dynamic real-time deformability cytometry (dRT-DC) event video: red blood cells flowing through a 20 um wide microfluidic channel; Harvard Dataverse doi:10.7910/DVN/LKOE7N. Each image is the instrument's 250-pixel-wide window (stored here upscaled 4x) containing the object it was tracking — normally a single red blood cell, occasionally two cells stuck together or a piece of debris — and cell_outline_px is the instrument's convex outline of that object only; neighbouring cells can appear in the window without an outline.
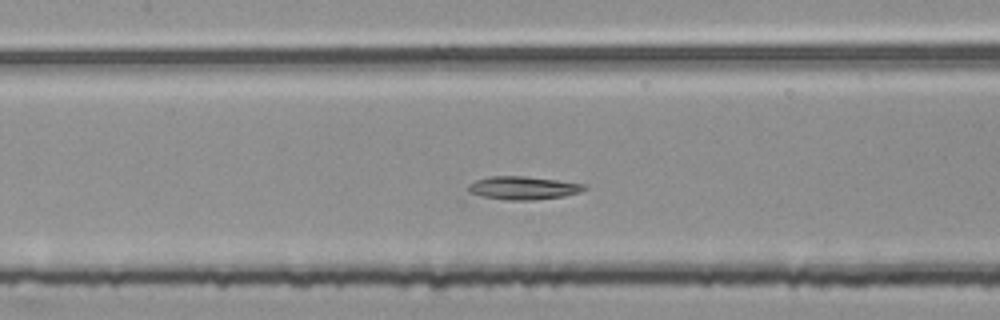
{"species": "common noctule bat (a hibernating species)", "species_latin": "Nyctalus noctula", "temperature_condition": "room temperature", "stored_images_in_passage": 39, "segment_of_instrument_passage": [2, 2], "camera_frame_rate_fps": 3000, "um_per_image_px": 0.085, "animal": {"sex": "female", "body_mass_g": 25.1}, "frame": {"image": 1, "passage_image": 17, "time_ms": 5.333, "image_size_px": [1000, 320], "cell_outline_px": [[588, 188], [580, 192], [564, 196], [532, 200], [504, 200], [480, 196], [468, 192], [468, 184], [476, 180], [492, 176], [524, 176], [556, 180], [584, 184]], "centroid_in_image_um": [44.44, 15.98], "position_along_channel_um": 163.0, "area_um2": 15.66}}
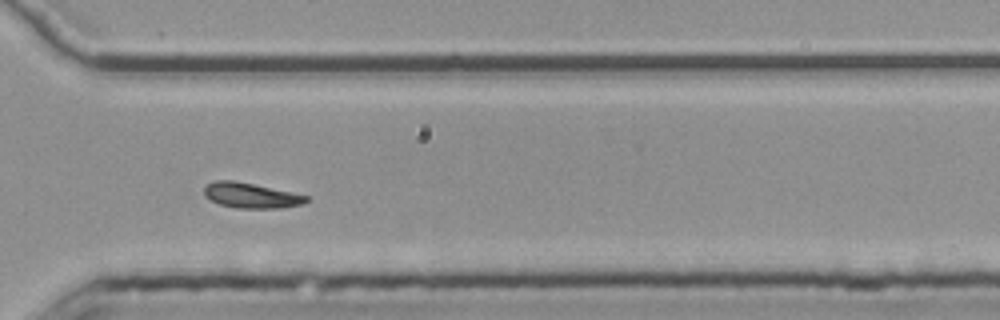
{"frame": {"image": 2, "passage_image": 32, "time_ms": 10.333, "image_size_px": [1000, 320], "cell_outline_px": [[308, 200], [304, 204], [280, 208], [236, 208], [220, 204], [204, 196], [204, 188], [208, 184], [216, 180], [232, 180], [292, 192], [308, 196]], "centroid_in_image_um": [21.34, 16.62], "position_along_channel_um": 349.3, "area_um2": 14.85}}